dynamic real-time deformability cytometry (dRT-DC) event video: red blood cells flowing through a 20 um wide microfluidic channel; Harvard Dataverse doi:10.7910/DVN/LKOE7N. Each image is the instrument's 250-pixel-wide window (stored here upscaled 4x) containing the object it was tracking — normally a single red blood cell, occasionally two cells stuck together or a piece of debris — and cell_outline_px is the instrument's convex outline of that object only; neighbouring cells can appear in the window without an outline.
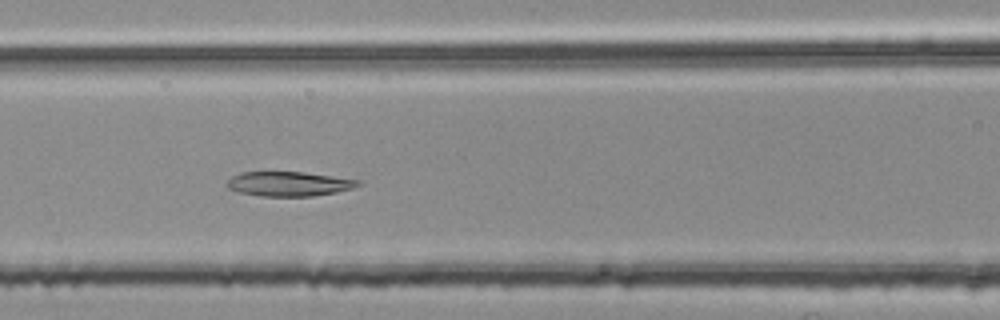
{"species": "common noctule bat (a hibernating species)", "species_latin": "Nyctalus noctula", "temperature_condition": "room temperature", "stored_images_in_passage": 53, "segment_of_instrument_passage": [2, 2], "camera_frame_rate_fps": 3000, "um_per_image_px": 0.085, "animal": {"sex": "female", "body_mass_g": 25.1}, "frame": {"image": 1, "passage_image": 24, "time_ms": 7.667, "image_size_px": [1000, 320], "cell_outline_px": [[360, 184], [352, 188], [336, 192], [312, 196], [260, 196], [240, 192], [228, 188], [224, 184], [232, 176], [240, 172], [304, 172], [360, 180]], "centroid_in_image_um": [24.52, 15.62], "position_along_channel_um": 142.1, "area_um2": 18.67}}
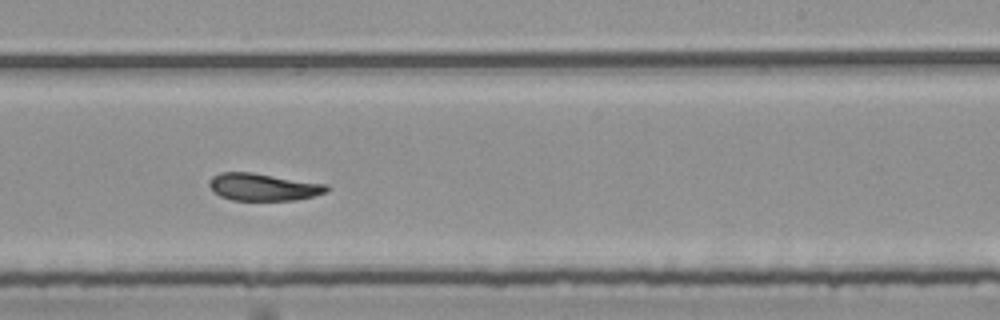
{"frame": {"image": 2, "passage_image": 34, "time_ms": 11.0, "image_size_px": [1000, 320], "cell_outline_px": [[328, 192], [296, 200], [232, 200], [220, 196], [212, 192], [208, 184], [212, 176], [220, 172], [252, 172], [328, 184]], "centroid_in_image_um": [22.36, 15.89], "position_along_channel_um": 266.6, "area_um2": 18.84}}
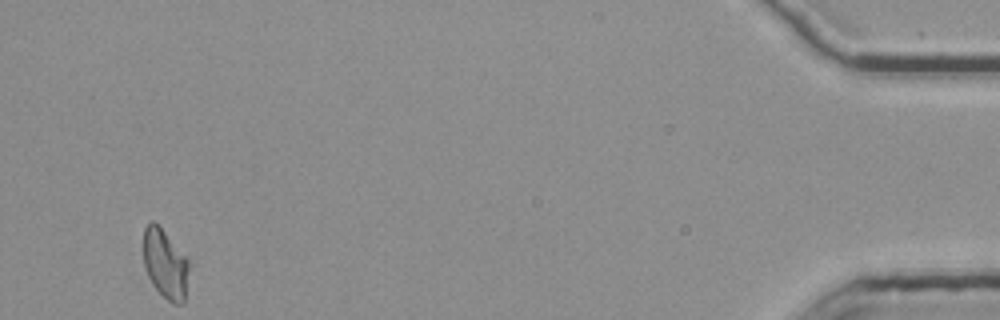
{"frame": {"image": 3, "passage_image": 53, "time_ms": 17.333, "image_size_px": [1000, 320], "cell_outline_px": [[188, 268], [184, 304], [172, 304], [152, 284], [148, 276], [144, 264], [144, 228], [152, 220], [164, 232], [188, 260]], "centroid_in_image_um": [14.03, 22.47], "position_along_channel_um": 421.2, "area_um2": 17.8}}